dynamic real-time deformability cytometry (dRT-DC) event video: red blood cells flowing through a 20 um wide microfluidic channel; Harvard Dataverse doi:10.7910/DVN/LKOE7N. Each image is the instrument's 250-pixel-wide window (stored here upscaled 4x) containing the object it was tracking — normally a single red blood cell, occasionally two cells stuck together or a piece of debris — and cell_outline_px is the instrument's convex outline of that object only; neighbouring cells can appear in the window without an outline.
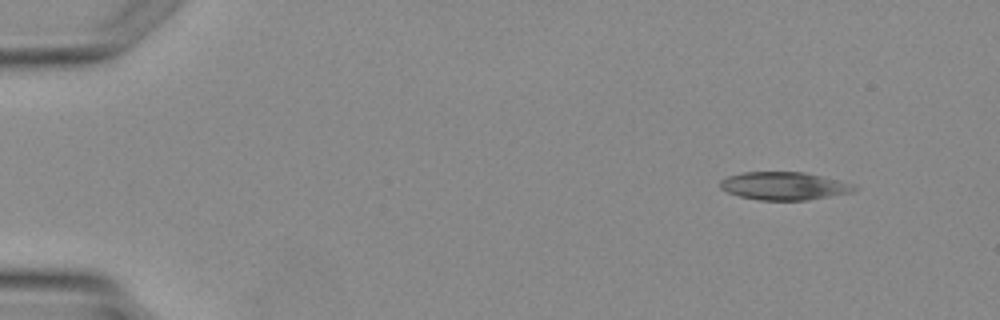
{"species": "Egyptian fruit bat (a non-hibernating species)", "species_latin": "Rousettus aegyptiacus", "temperature_condition": "warm", "stored_images_in_passage": 3, "camera_frame_rate_fps": 3000, "um_per_image_px": 0.085, "animal": {"sex": "female"}, "frame": {"image": 1, "passage_image": 1, "time_ms": 0.0, "image_size_px": [1000, 320], "cell_outline_px": [[860, 188], [852, 192], [804, 200], [760, 200], [740, 196], [728, 192], [720, 188], [720, 180], [728, 176], [744, 172], [804, 172], [836, 180]], "centroid_in_image_um": [66.59, 15.8], "position_along_channel_um": 18.4, "area_um2": 21.39}}